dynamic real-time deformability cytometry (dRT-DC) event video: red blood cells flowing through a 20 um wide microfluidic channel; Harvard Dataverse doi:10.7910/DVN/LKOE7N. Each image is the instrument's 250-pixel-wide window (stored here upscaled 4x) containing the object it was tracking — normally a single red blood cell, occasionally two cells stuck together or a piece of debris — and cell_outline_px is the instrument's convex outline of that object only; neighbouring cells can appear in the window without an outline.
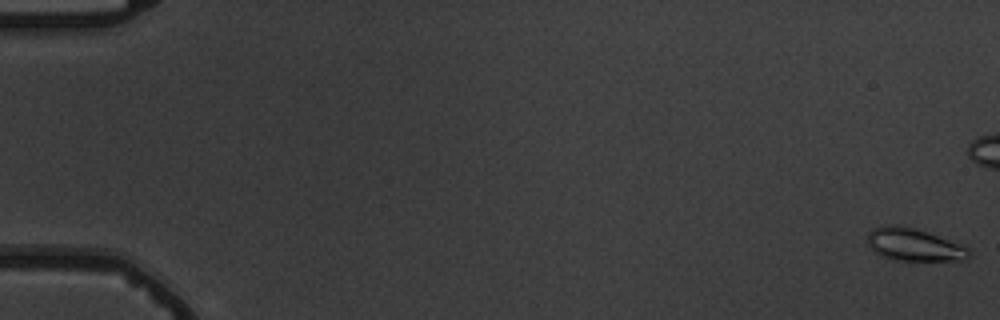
{"species": "common noctule bat (a hibernating species)", "species_latin": "Nyctalus noctula", "temperature_condition": "warm", "stored_images_in_passage": 6, "camera_frame_rate_fps": 3000, "um_per_image_px": 0.085, "animal": {"sex": "male", "body_mass_g": 19.5, "forearm_length_mm": 54.6}, "frame": {"image": 1, "passage_image": 1, "time_ms": 0.0, "image_size_px": [1000, 320], "cell_outline_px": [[972, 256], [968, 260], [896, 260], [880, 256], [868, 244], [868, 232], [872, 228], [884, 224], [900, 224], [916, 228], [968, 248], [972, 252]], "centroid_in_image_um": [77.67, 20.79], "position_along_channel_um": 7.3, "area_um2": 19.31}}
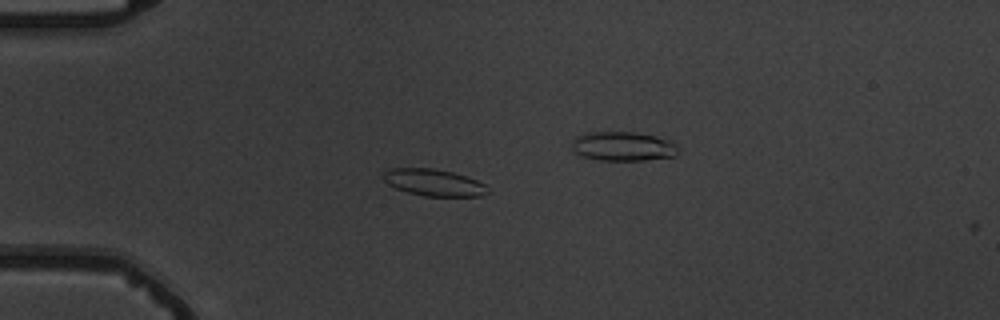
{"frame": {"image": 2, "passage_image": 5, "time_ms": 5.333, "image_size_px": [1000, 320], "cell_outline_px": [[492, 192], [480, 196], [424, 196], [408, 192], [396, 188], [388, 184], [384, 180], [380, 172], [384, 168], [432, 168], [452, 172], [476, 180], [484, 184]], "centroid_in_image_um": [36.82, 15.51], "position_along_channel_um": 48.2, "area_um2": 16.47}}